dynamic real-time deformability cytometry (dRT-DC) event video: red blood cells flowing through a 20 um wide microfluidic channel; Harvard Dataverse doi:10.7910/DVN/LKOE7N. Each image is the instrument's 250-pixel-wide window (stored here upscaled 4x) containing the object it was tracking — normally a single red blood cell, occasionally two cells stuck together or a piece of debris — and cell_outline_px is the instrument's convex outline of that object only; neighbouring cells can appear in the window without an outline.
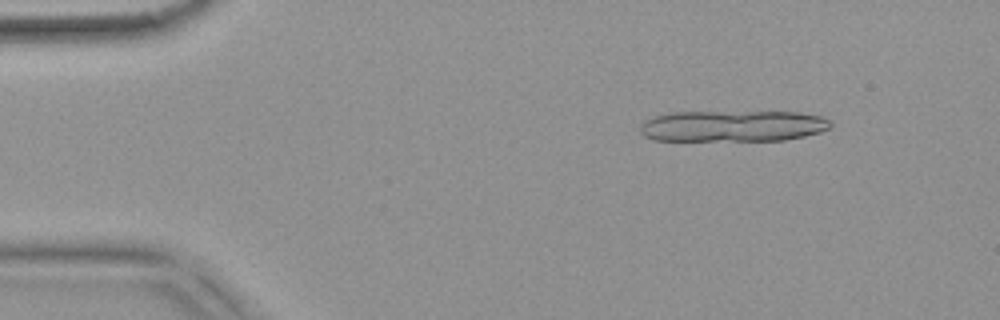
{"species": "common noctule bat (a hibernating species)", "species_latin": "Nyctalus noctula", "temperature_condition": "warm", "stored_images_in_passage": 18, "camera_frame_rate_fps": 3000, "um_per_image_px": 0.085, "animal": {"sex": "female", "body_mass_g": 18.4}, "frame": {"image": 1, "passage_image": 6, "time_ms": 1.667, "image_size_px": [1000, 320], "cell_outline_px": [[832, 124], [828, 128], [820, 132], [804, 136], [784, 140], [652, 140], [644, 136], [640, 132], [640, 124], [644, 120], [656, 116], [672, 112], [796, 112], [820, 116], [828, 120]], "centroid_in_image_um": [62.24, 10.71], "position_along_channel_um": 22.8, "area_um2": 34.56}}